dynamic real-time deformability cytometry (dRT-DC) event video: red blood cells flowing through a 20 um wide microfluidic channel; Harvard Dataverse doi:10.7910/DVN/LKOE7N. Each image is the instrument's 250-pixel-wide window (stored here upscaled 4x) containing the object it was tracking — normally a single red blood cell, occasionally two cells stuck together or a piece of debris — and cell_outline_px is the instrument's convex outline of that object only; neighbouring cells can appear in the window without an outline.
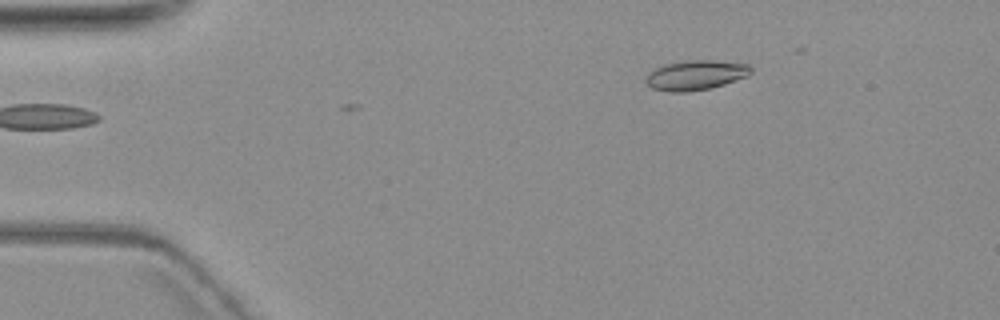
{"species": "common noctule bat (a hibernating species)", "species_latin": "Nyctalus noctula", "temperature_condition": "warm", "stored_images_in_passage": 4, "camera_frame_rate_fps": 3000, "um_per_image_px": 0.085, "animal": {"sex": "female", "body_mass_g": 19.3, "forearm_length_mm": 54.1}, "frame": {"image": 1, "passage_image": 4, "time_ms": 4.667, "image_size_px": [1000, 320], "cell_outline_px": [[752, 72], [748, 76], [724, 84], [708, 88], [688, 92], [668, 92], [652, 88], [644, 80], [648, 72], [664, 64], [688, 60], [712, 60], [748, 64], [752, 68]], "centroid_in_image_um": [59.12, 6.38], "position_along_channel_um": 25.9, "area_um2": 18.26}}